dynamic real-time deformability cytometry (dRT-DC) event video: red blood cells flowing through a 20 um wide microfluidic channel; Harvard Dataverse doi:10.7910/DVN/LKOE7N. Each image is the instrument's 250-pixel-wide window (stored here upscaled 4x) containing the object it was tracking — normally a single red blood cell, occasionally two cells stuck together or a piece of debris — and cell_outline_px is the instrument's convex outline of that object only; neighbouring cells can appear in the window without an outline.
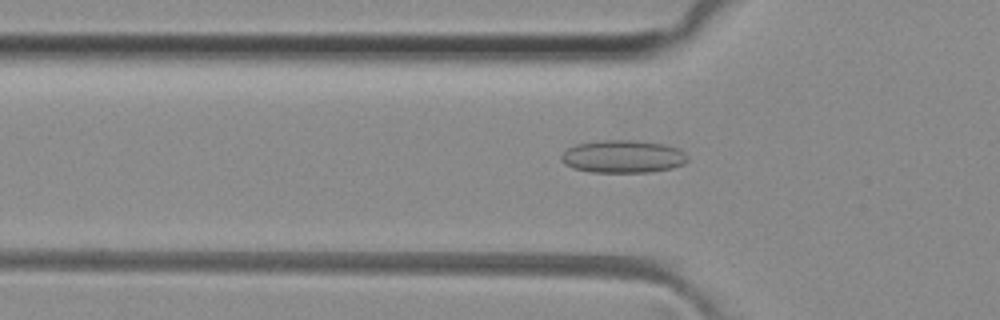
{"species": "common noctule bat (a hibernating species)", "species_latin": "Nyctalus noctula", "temperature_condition": "room temperature", "stored_images_in_passage": 42, "camera_frame_rate_fps": 3000, "um_per_image_px": 0.085, "animal": {"sex": "female", "body_mass_g": 29.2, "forearm_length_mm": 56.3}, "frame": {"image": 1, "passage_image": 8, "time_ms": 2.333, "image_size_px": [1000, 320], "cell_outline_px": [[688, 160], [684, 164], [672, 168], [648, 172], [592, 172], [572, 168], [564, 164], [560, 160], [560, 156], [568, 148], [576, 144], [596, 140], [636, 140], [664, 144], [680, 148], [688, 156]], "centroid_in_image_um": [52.95, 13.3], "position_along_channel_um": 72.8, "area_um2": 24.39}}
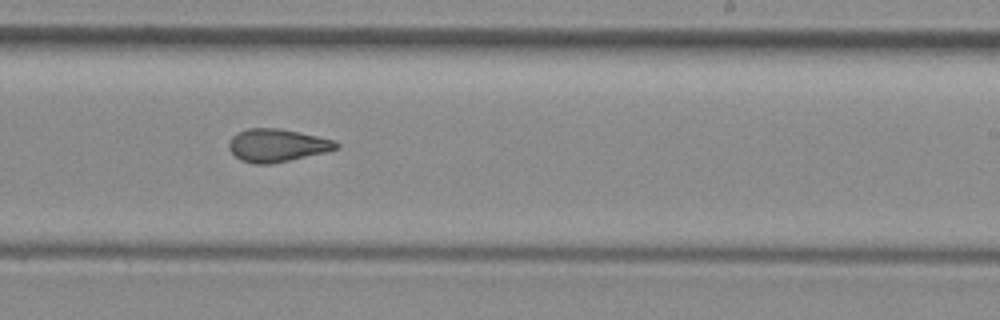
{"frame": {"image": 2, "passage_image": 22, "time_ms": 7.0, "image_size_px": [1000, 320], "cell_outline_px": [[340, 148], [328, 152], [272, 164], [256, 164], [240, 160], [228, 148], [228, 144], [232, 136], [248, 128], [280, 128], [336, 140], [340, 144]], "centroid_in_image_um": [23.6, 12.36], "position_along_channel_um": 265.4, "area_um2": 20.75}}
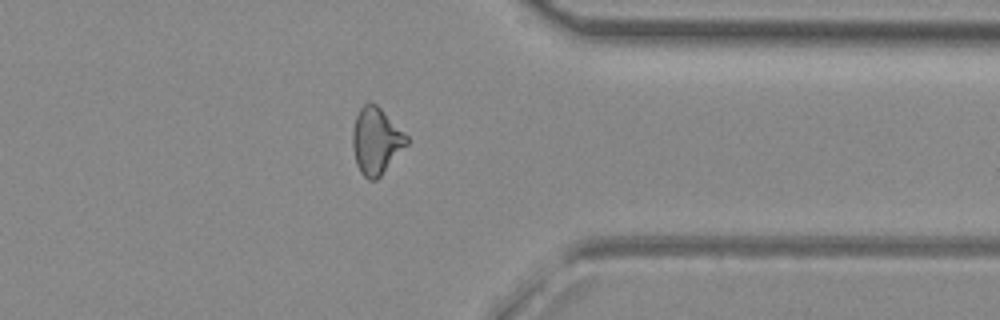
{"frame": {"image": 3, "passage_image": 31, "time_ms": 10.0, "image_size_px": [1000, 320], "cell_outline_px": [[408, 144], [380, 176], [376, 180], [368, 180], [360, 172], [356, 164], [352, 148], [352, 132], [356, 116], [360, 108], [368, 100], [376, 104], [408, 136]], "centroid_in_image_um": [31.95, 11.97], "position_along_channel_um": 379.4, "area_um2": 20.98}, "authors_computed_cell_mechanics": {"area_um2": 20.8369, "velocity_mm_per_s": 4.1166, "shape_relaxation_time_tau1_ms": null, "shape_relaxation_time_tau2_ms": 1.8503, "deformation_change_tau1": null, "deformation_change_tau2": 0.0889}}